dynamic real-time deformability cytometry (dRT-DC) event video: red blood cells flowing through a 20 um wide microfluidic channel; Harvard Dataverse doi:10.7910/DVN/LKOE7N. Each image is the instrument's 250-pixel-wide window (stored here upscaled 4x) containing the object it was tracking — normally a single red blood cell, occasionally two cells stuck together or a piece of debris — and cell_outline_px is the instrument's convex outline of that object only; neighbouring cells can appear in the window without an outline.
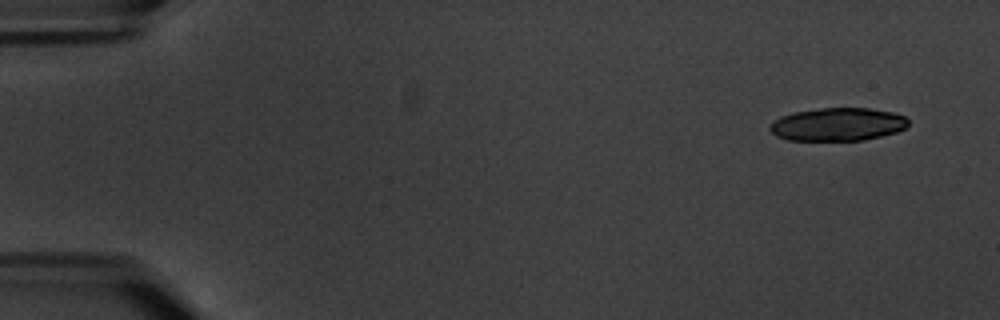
{"species": "common noctule bat (a hibernating species)", "species_latin": "Nyctalus noctula", "temperature_condition": "warm", "stored_images_in_passage": 8, "camera_frame_rate_fps": 3000, "um_per_image_px": 0.085, "animal": {"sex": "male", "body_mass_g": 20.1, "forearm_length_mm": 53.5}, "frame": {"image": 1, "passage_image": 1, "time_ms": 0.0, "image_size_px": [1000, 320], "cell_outline_px": [[908, 124], [904, 128], [896, 132], [864, 140], [788, 140], [776, 136], [768, 128], [780, 116], [792, 112], [824, 108], [868, 108], [892, 112], [904, 116], [908, 120]], "centroid_in_image_um": [71.19, 10.57], "position_along_channel_um": 13.8, "area_um2": 26.47}}
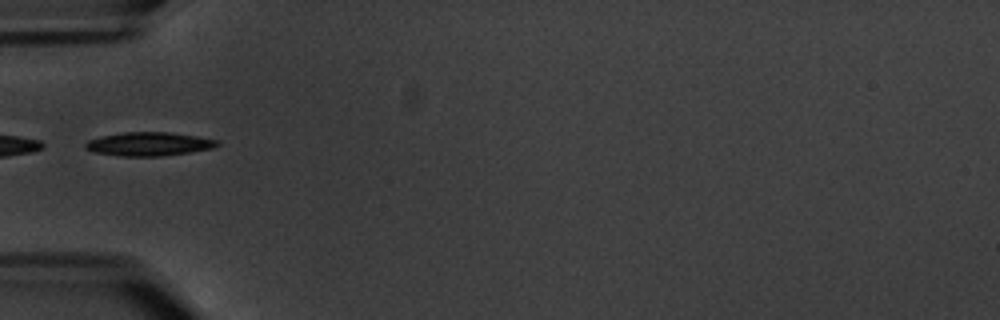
{"frame": {"image": 2, "passage_image": 6, "time_ms": 5.667, "image_size_px": [1000, 320], "cell_outline_px": [[220, 144], [212, 148], [188, 152], [160, 156], [120, 156], [92, 152], [84, 148], [84, 144], [88, 140], [100, 136], [124, 132], [168, 132], [196, 136], [220, 140]], "centroid_in_image_um": [12.62, 12.23], "position_along_channel_um": 72.4, "area_um2": 18.21}}